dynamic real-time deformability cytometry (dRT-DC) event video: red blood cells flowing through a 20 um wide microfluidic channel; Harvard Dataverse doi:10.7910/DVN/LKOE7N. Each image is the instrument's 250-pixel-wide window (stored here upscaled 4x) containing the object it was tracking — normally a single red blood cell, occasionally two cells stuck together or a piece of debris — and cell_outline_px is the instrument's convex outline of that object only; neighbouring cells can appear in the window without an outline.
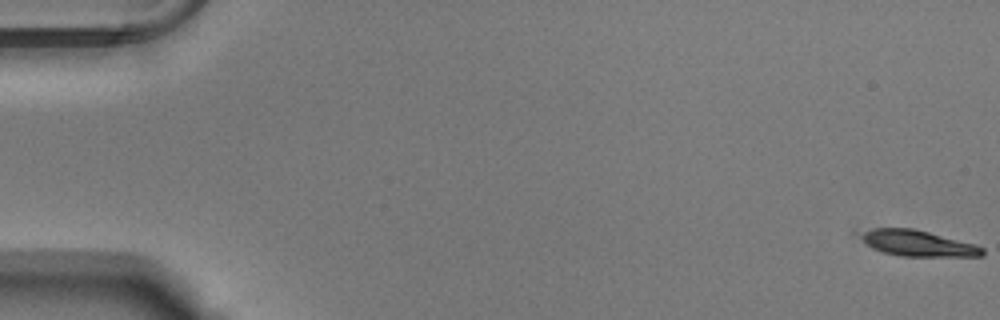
{"species": "Egyptian fruit bat (a non-hibernating species)", "species_latin": "Rousettus aegyptiacus", "temperature_condition": "warm", "stored_images_in_passage": 55, "camera_frame_rate_fps": 3000, "um_per_image_px": 0.085, "animal": {"sex": "male"}, "frame": {"image": 1, "passage_image": 1, "time_ms": 0.0, "image_size_px": [1000, 320], "cell_outline_px": [[984, 256], [900, 256], [884, 252], [872, 248], [860, 236], [864, 232], [872, 228], [912, 228], [976, 244], [984, 248]], "centroid_in_image_um": [78.07, 20.68], "position_along_channel_um": 6.9, "area_um2": 18.09}}
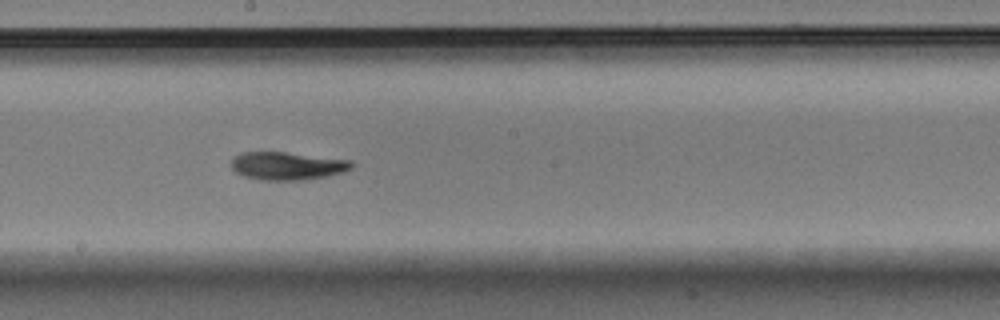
{"frame": {"image": 2, "passage_image": 31, "time_ms": 10.0, "image_size_px": [1000, 320], "cell_outline_px": [[356, 164], [352, 168], [344, 172], [328, 176], [304, 180], [260, 180], [244, 176], [236, 172], [232, 168], [232, 160], [240, 152], [284, 152], [352, 160]], "centroid_in_image_um": [24.47, 14.1], "position_along_channel_um": 223.7, "area_um2": 19.71}}
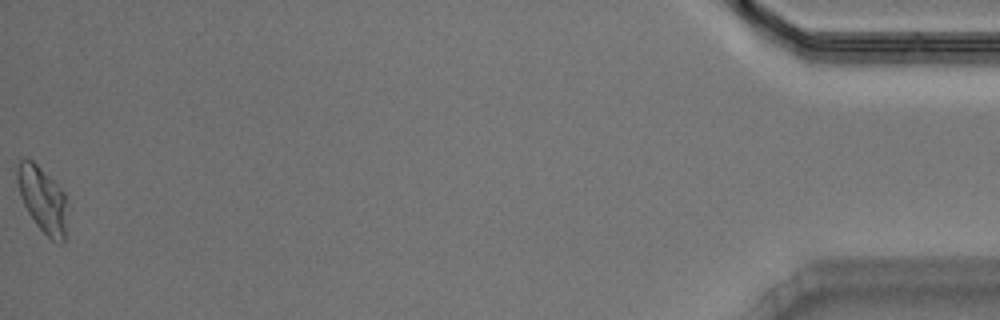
{"frame": {"image": 3, "passage_image": 55, "time_ms": 18.0, "image_size_px": [1000, 320], "cell_outline_px": [[64, 240], [60, 244], [52, 240], [36, 224], [28, 212], [20, 196], [16, 180], [16, 168], [20, 160], [32, 160], [64, 192]], "centroid_in_image_um": [3.55, 16.93], "position_along_channel_um": 431.6, "area_um2": 18.32}, "authors_computed_cell_mechanics": {"area_um2": 18.9584, "velocity_mm_per_s": 3.7713, "shape_relaxation_time_tau1_ms": 9.7725, "shape_relaxation_time_tau2_ms": 10.2151, "deformation_change_tau1": 0.2585, "deformation_change_tau2": 0.1626}}